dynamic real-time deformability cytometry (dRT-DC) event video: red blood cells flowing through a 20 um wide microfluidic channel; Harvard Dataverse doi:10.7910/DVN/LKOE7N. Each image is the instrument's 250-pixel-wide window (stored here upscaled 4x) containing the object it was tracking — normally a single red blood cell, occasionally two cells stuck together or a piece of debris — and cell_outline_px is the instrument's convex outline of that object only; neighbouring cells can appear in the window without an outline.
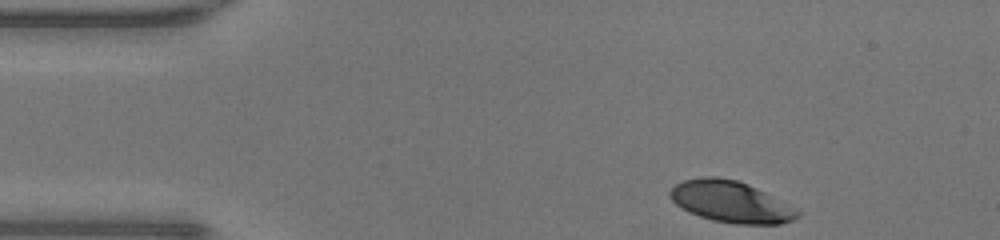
{"species": "human", "species_latin": "Homo sapiens", "temperature_condition": "warm", "stored_images_in_passage": 34, "camera_frame_rate_fps": 3000, "um_per_image_px": 0.085, "donor": {"sex": "male"}, "frame": {"image": 1, "passage_image": 1, "time_ms": 0.0, "image_size_px": [1000, 240], "cell_outline_px": [[800, 216], [792, 220], [780, 224], [732, 224], [712, 220], [688, 212], [676, 204], [672, 200], [668, 192], [676, 184], [684, 180], [704, 176], [716, 176], [740, 180], [772, 196], [800, 212]], "centroid_in_image_um": [62.08, 17.15], "position_along_channel_um": 22.9, "area_um2": 30.63}}
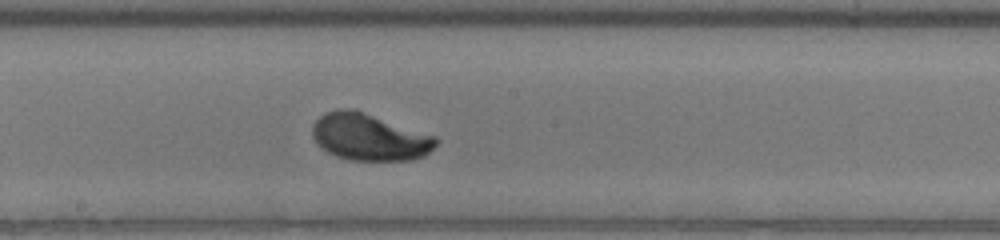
{"frame": {"image": 2, "passage_image": 20, "time_ms": 6.333, "image_size_px": [1000, 240], "cell_outline_px": [[440, 140], [424, 156], [412, 160], [352, 160], [336, 156], [328, 152], [316, 144], [312, 136], [312, 124], [324, 112], [340, 108], [356, 108], [436, 136]], "centroid_in_image_um": [31.38, 11.62], "position_along_channel_um": 216.8, "area_um2": 34.28}}
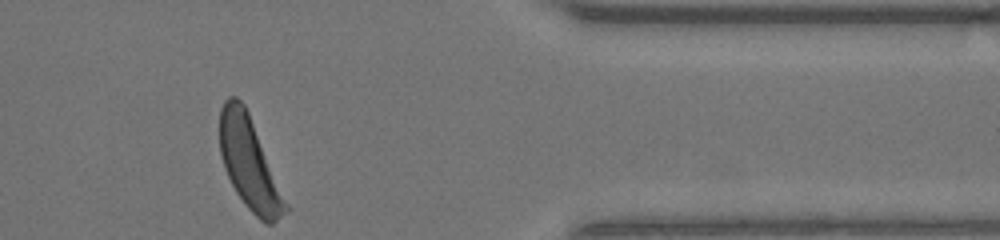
{"frame": {"image": 3, "passage_image": 34, "time_ms": 11.0, "image_size_px": [1000, 240], "cell_outline_px": [[292, 208], [288, 212], [272, 224], [264, 224], [244, 204], [236, 192], [224, 168], [220, 156], [220, 108], [224, 100], [228, 96], [236, 96], [244, 104], [248, 112]], "centroid_in_image_um": [21.24, 13.93], "position_along_channel_um": 390.2, "area_um2": 35.72}, "authors_computed_cell_mechanics": {"area_um2": 33.2639, "velocity_mm_per_s": 4.2761, "shape_relaxation_time_tau1_ms": 2.8461, "shape_relaxation_time_tau2_ms": null, "deformation_change_tau1": 0.2004, "deformation_change_tau2": null}}